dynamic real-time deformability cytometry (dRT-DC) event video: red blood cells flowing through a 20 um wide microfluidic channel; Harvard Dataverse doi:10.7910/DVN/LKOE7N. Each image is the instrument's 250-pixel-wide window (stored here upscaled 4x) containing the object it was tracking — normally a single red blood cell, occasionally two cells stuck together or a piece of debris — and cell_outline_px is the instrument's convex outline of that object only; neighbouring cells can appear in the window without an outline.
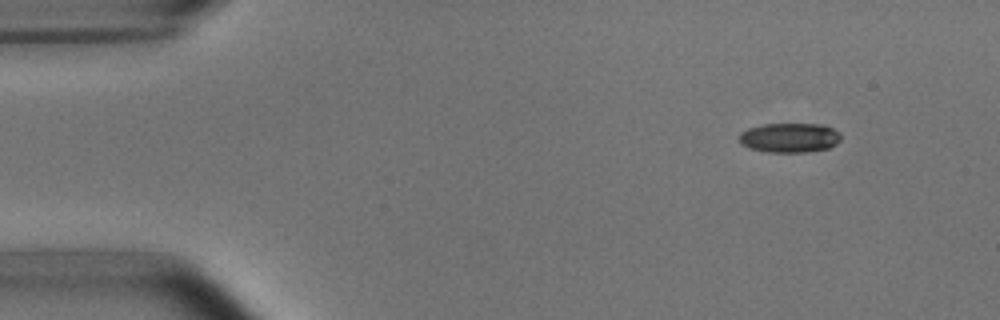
{"species": "common noctule bat (a hibernating species)", "species_latin": "Nyctalus noctula", "temperature_condition": "room temperature", "stored_images_in_passage": 6, "camera_frame_rate_fps": 3000, "um_per_image_px": 0.085, "animal": {"sex": "male", "body_mass_g": 15.6}, "frame": {"image": 1, "passage_image": 2, "time_ms": 1.333, "image_size_px": [1000, 320], "cell_outline_px": [[840, 140], [836, 144], [828, 148], [808, 152], [768, 152], [748, 148], [740, 144], [740, 132], [748, 128], [764, 124], [820, 124], [832, 128], [840, 132]], "centroid_in_image_um": [67.1, 11.71], "position_along_channel_um": 17.9, "area_um2": 17.57}}
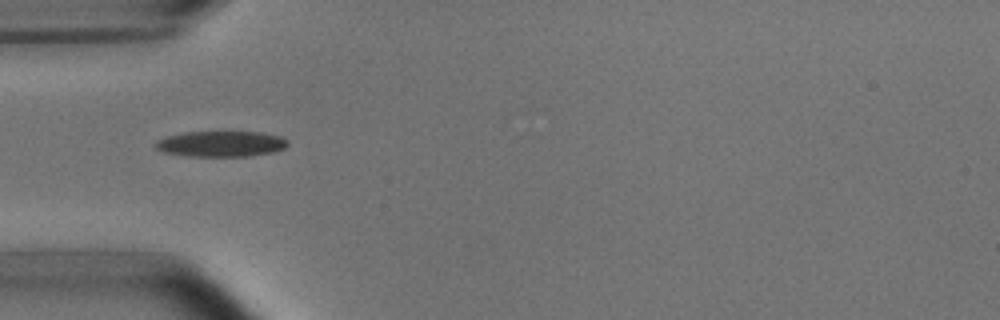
{"frame": {"image": 2, "passage_image": 5, "time_ms": 5.0, "image_size_px": [1000, 320], "cell_outline_px": [[288, 144], [284, 148], [276, 152], [252, 156], [184, 156], [164, 152], [156, 148], [152, 144], [156, 140], [168, 136], [184, 132], [260, 132], [280, 136], [288, 140]], "centroid_in_image_um": [18.79, 12.23], "position_along_channel_um": 66.2, "area_um2": 20.0}}